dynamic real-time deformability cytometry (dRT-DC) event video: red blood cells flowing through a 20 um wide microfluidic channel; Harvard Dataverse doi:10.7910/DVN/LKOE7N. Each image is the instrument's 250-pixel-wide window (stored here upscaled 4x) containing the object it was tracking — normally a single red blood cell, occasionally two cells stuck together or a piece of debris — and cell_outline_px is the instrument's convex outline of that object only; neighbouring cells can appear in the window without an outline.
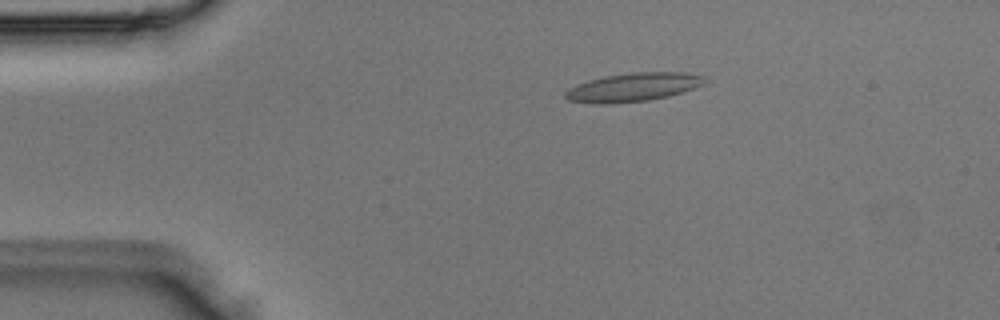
{"species": "Egyptian fruit bat (a non-hibernating species)", "species_latin": "Rousettus aegyptiacus", "temperature_condition": "room temperature", "stored_images_in_passage": 41, "camera_frame_rate_fps": 3000, "um_per_image_px": 0.085, "animal": {"sex": "male"}, "frame": {"image": 1, "passage_image": 6, "time_ms": 1.667, "image_size_px": [1000, 320], "cell_outline_px": [[708, 80], [704, 84], [668, 96], [648, 100], [604, 104], [596, 104], [568, 100], [564, 96], [564, 92], [568, 88], [576, 84], [588, 80], [604, 76], [632, 72], [684, 72], [704, 76]], "centroid_in_image_um": [53.78, 7.4], "position_along_channel_um": 31.2, "area_um2": 23.18}}
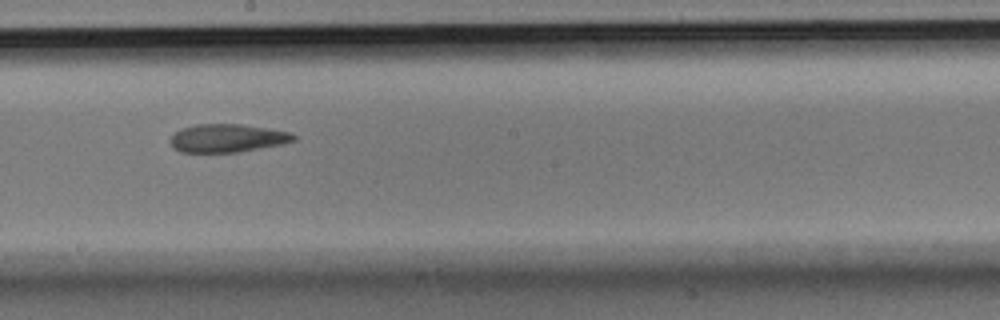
{"frame": {"image": 2, "passage_image": 22, "time_ms": 7.0, "image_size_px": [1000, 320], "cell_outline_px": [[296, 140], [284, 144], [240, 152], [180, 152], [172, 148], [168, 140], [180, 128], [196, 124], [240, 124], [268, 128], [292, 132], [296, 136]], "centroid_in_image_um": [19.33, 11.74], "position_along_channel_um": 228.9, "area_um2": 20.58}}
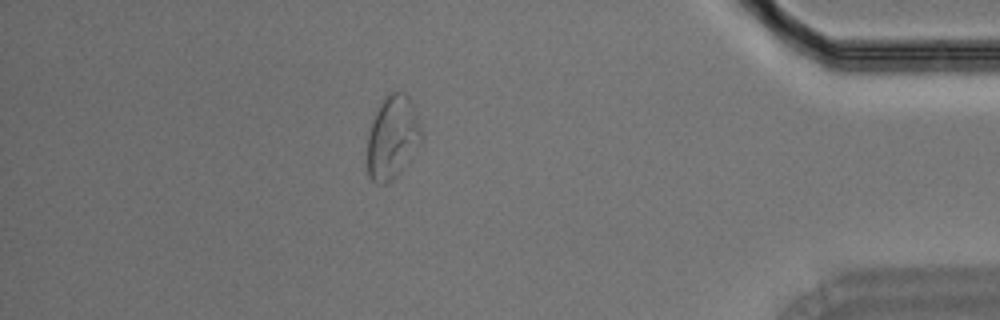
{"frame": {"image": 3, "passage_image": 36, "time_ms": 11.667, "image_size_px": [1000, 320], "cell_outline_px": [[420, 144], [396, 176], [384, 184], [376, 184], [368, 176], [368, 132], [372, 120], [380, 100], [388, 92], [404, 92], [408, 96], [412, 104], [420, 128]], "centroid_in_image_um": [33.31, 11.65], "position_along_channel_um": 401.9, "area_um2": 25.89}}